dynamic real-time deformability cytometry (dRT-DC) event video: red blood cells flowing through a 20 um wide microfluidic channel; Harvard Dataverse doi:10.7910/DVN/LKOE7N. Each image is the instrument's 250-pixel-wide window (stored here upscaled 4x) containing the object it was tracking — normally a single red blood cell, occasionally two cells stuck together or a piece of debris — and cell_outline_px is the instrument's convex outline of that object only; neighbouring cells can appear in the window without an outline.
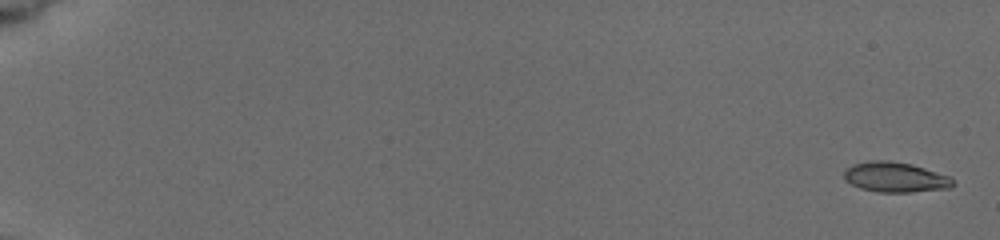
{"species": "common noctule bat (a hibernating species)", "species_latin": "Nyctalus noctula", "temperature_condition": "cold", "stored_images_in_passage": 33, "camera_frame_rate_fps": 3000, "um_per_image_px": 0.085, "animal": {"sex": "female", "body_mass_g": 19.5, "forearm_length_mm": 54.1}, "frame": {"image": 1, "passage_image": 1, "time_ms": 0.0, "image_size_px": [1000, 240], "cell_outline_px": [[956, 184], [948, 188], [912, 192], [880, 192], [860, 188], [844, 180], [844, 168], [852, 164], [868, 160], [888, 160], [912, 164], [948, 176]], "centroid_in_image_um": [76.04, 15.05], "position_along_channel_um": 9.0, "area_um2": 19.13}}
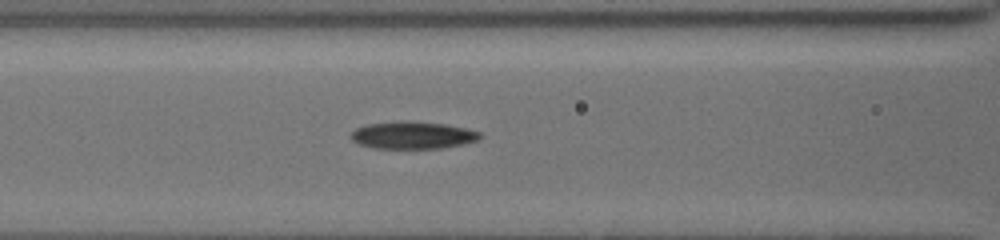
{"frame": {"image": 2, "passage_image": 24, "time_ms": 8.333, "image_size_px": [1000, 240], "cell_outline_px": [[484, 136], [476, 140], [460, 144], [440, 148], [372, 148], [360, 144], [352, 140], [352, 132], [356, 128], [368, 124], [404, 120], [412, 120], [444, 124], [464, 128], [480, 132]], "centroid_in_image_um": [35.07, 11.48], "position_along_channel_um": 131.5, "area_um2": 20.4}}
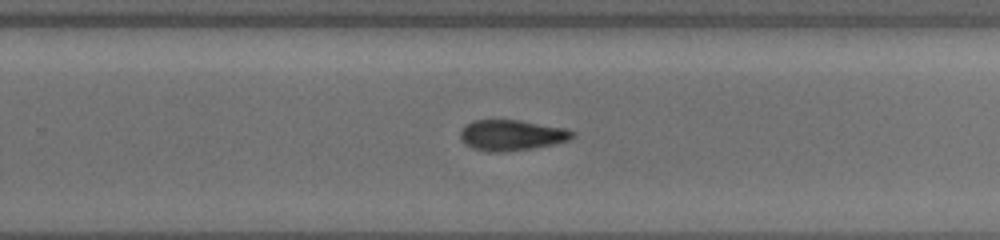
{"frame": {"image": 3, "passage_image": 33, "time_ms": 12.333, "image_size_px": [1000, 240], "cell_outline_px": [[576, 132], [568, 140], [552, 144], [532, 148], [504, 152], [488, 152], [472, 148], [460, 136], [460, 132], [472, 120], [520, 120], [564, 128]], "centroid_in_image_um": [43.49, 11.49], "position_along_channel_um": 286.3, "area_um2": 19.71}}